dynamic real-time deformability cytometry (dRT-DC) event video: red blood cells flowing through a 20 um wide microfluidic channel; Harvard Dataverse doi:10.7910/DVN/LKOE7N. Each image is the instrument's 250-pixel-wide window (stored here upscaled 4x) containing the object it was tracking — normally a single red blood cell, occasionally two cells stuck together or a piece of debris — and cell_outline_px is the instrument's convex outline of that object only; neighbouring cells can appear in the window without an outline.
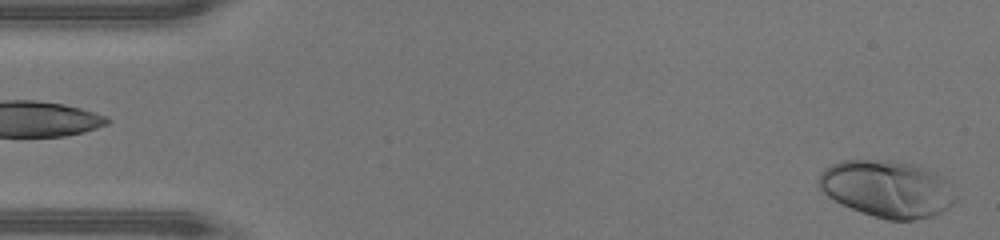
{"species": "human", "species_latin": "Homo sapiens", "temperature_condition": "warm", "stored_images_in_passage": 46, "camera_frame_rate_fps": 3000, "um_per_image_px": 0.085, "donor": {"sex": "male"}, "frame": {"image": 1, "passage_image": 1, "time_ms": 0.0, "image_size_px": [1000, 240], "cell_outline_px": [[956, 200], [948, 208], [932, 216], [912, 220], [888, 220], [860, 212], [840, 204], [828, 196], [816, 184], [816, 180], [820, 172], [824, 168], [840, 160], [892, 160], [912, 164], [936, 172], [944, 180], [956, 196]], "centroid_in_image_um": [75.35, 16.04], "position_along_channel_um": 9.7, "area_um2": 45.43}}
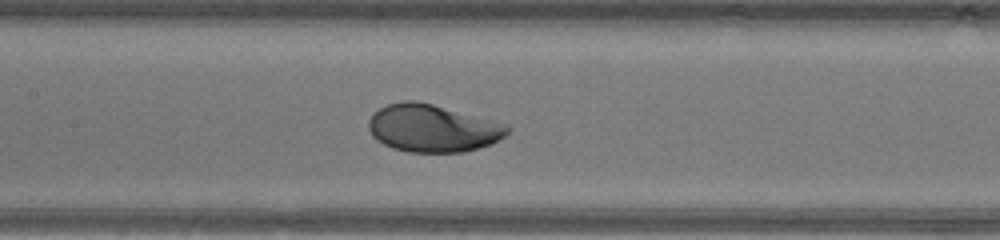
{"frame": {"image": 2, "passage_image": 21, "time_ms": 6.667, "image_size_px": [1000, 240], "cell_outline_px": [[512, 128], [504, 136], [492, 144], [464, 152], [408, 152], [392, 148], [376, 140], [372, 136], [368, 128], [368, 120], [372, 112], [388, 104], [404, 100], [416, 100], [432, 104], [508, 124]], "centroid_in_image_um": [36.75, 10.9], "position_along_channel_um": 170.6, "area_um2": 38.67}}
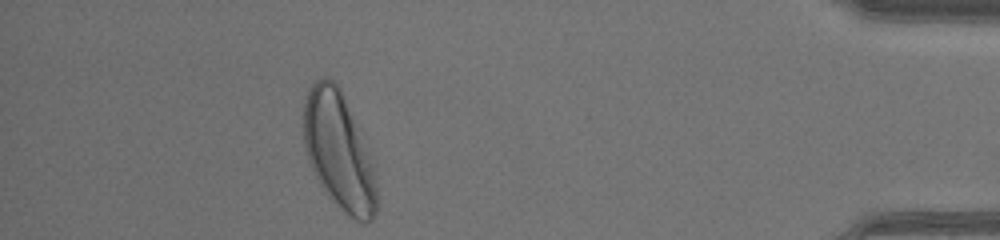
{"frame": {"image": 3, "passage_image": 41, "time_ms": 13.333, "image_size_px": [1000, 240], "cell_outline_px": [[376, 212], [372, 220], [368, 224], [364, 224], [348, 216], [328, 196], [320, 184], [308, 160], [304, 144], [304, 100], [308, 88], [320, 76], [328, 76], [340, 88], [372, 164], [376, 188]], "centroid_in_image_um": [28.76, 12.86], "position_along_channel_um": 406.4, "area_um2": 49.07}, "authors_computed_cell_mechanics": {"area_um2": 38.6393, "velocity_mm_per_s": 4.4262, "shape_relaxation_time_tau1_ms": 1.9285, "shape_relaxation_time_tau2_ms": null, "deformation_change_tau1": 0.1524, "deformation_change_tau2": null}}